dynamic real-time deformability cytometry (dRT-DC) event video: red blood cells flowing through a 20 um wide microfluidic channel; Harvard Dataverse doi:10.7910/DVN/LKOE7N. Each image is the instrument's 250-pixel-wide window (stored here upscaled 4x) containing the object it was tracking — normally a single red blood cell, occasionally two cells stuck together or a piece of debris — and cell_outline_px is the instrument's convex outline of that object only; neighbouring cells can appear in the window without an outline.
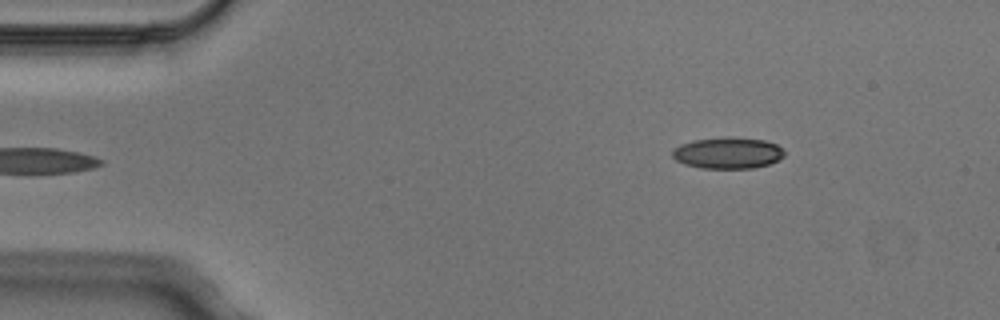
{"species": "Egyptian fruit bat (a non-hibernating species)", "species_latin": "Rousettus aegyptiacus", "temperature_condition": "cold", "stored_images_in_passage": 4, "camera_frame_rate_fps": 3000, "um_per_image_px": 0.085, "animal": {"sex": "male"}, "frame": {"image": 1, "passage_image": 4, "time_ms": 1.0, "image_size_px": [1000, 320], "cell_outline_px": [[784, 156], [768, 164], [752, 168], [700, 168], [684, 164], [676, 160], [672, 156], [672, 152], [680, 144], [692, 140], [728, 136], [732, 136], [764, 140], [776, 144], [784, 152]], "centroid_in_image_um": [61.83, 12.99], "position_along_channel_um": 23.2, "area_um2": 20.46}}